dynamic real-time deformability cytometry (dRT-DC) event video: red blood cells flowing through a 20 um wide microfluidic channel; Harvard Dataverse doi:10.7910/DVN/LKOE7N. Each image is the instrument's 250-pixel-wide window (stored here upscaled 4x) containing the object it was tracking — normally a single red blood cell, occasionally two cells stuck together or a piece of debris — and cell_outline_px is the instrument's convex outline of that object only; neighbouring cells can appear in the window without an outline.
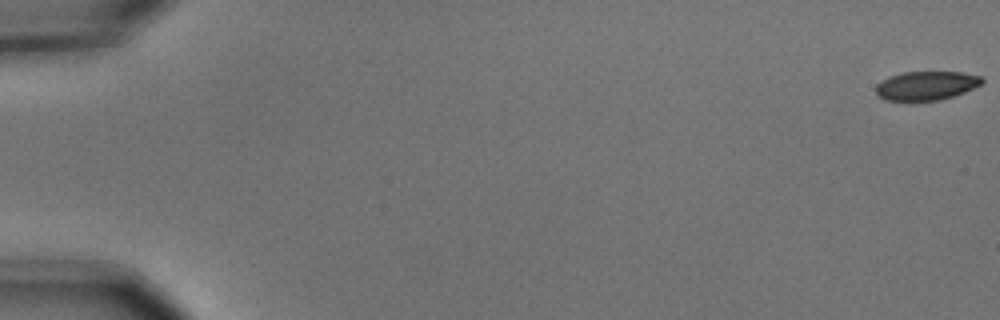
{"species": "common noctule bat (a hibernating species)", "species_latin": "Nyctalus noctula", "temperature_condition": "cold", "stored_images_in_passage": 7, "camera_frame_rate_fps": 3000, "um_per_image_px": 0.085, "animal": {"sex": "male", "body_mass_g": 15.6}, "frame": {"image": 1, "passage_image": 1, "time_ms": 0.0, "image_size_px": [1000, 320], "cell_outline_px": [[984, 80], [980, 84], [964, 92], [940, 100], [884, 100], [876, 96], [876, 84], [888, 76], [904, 72], [960, 72], [980, 76]], "centroid_in_image_um": [78.68, 7.27], "position_along_channel_um": 6.3, "area_um2": 17.74}}
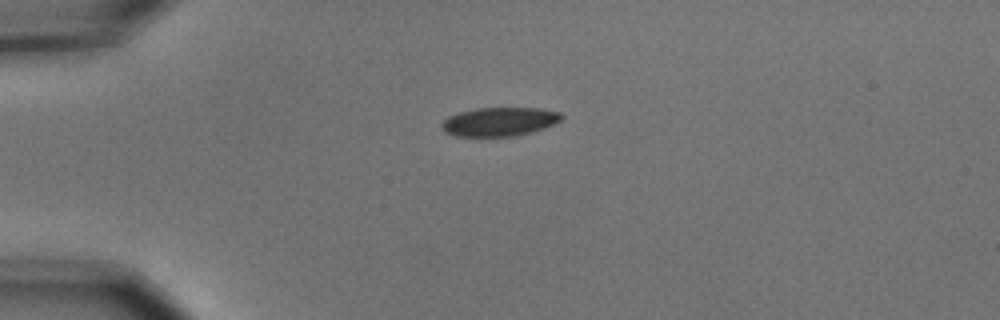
{"frame": {"image": 2, "passage_image": 5, "time_ms": 1.333, "image_size_px": [1000, 320], "cell_outline_px": [[564, 116], [560, 120], [544, 128], [532, 132], [512, 136], [456, 136], [444, 132], [440, 128], [440, 124], [448, 116], [460, 112], [476, 108], [536, 108], [560, 112]], "centroid_in_image_um": [42.41, 10.34], "position_along_channel_um": 42.6, "area_um2": 20.06}}
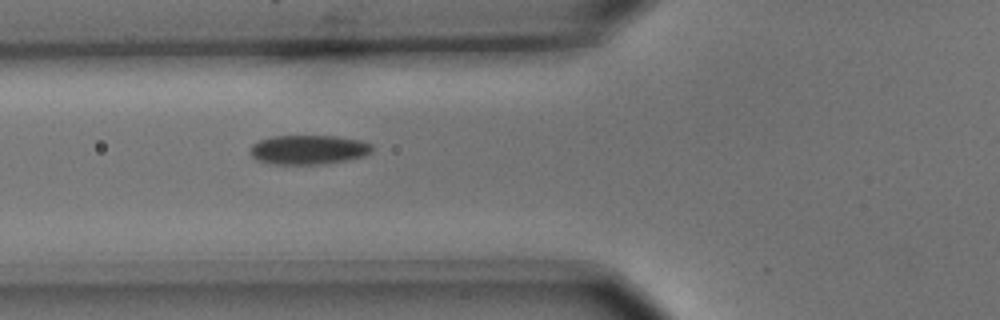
{"frame": {"image": 3, "passage_image": 7, "time_ms": 2.0, "image_size_px": [1000, 320], "cell_outline_px": [[372, 152], [364, 156], [324, 164], [272, 164], [256, 160], [248, 152], [252, 144], [260, 140], [272, 136], [336, 136], [360, 140], [372, 144]], "centroid_in_image_um": [26.19, 12.72], "position_along_channel_um": 99.6, "area_um2": 20.92}}